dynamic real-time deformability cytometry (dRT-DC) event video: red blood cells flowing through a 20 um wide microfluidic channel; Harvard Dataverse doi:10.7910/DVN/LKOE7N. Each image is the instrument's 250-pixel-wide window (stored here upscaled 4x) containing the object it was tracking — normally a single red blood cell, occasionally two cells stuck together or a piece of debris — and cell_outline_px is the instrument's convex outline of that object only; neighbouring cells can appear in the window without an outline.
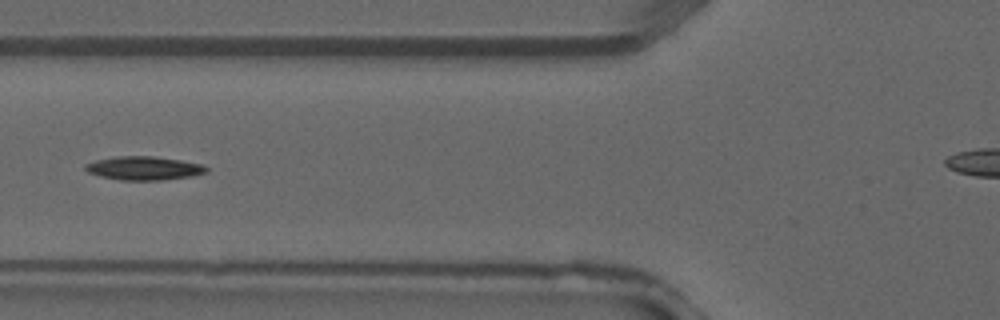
{"species": "common noctule bat (a hibernating species)", "species_latin": "Nyctalus noctula", "temperature_condition": "warm", "stored_images_in_passage": 3, "camera_frame_rate_fps": 3000, "um_per_image_px": 0.085, "animal": {"sex": "male", "forearm_length_mm": 52.5}, "frame": {"image": 1, "passage_image": 3, "time_ms": 0.667, "image_size_px": [1000, 320], "cell_outline_px": [[208, 172], [192, 176], [160, 180], [120, 180], [100, 176], [88, 172], [84, 168], [84, 164], [96, 160], [116, 156], [152, 156], [180, 160], [200, 164], [208, 168]], "centroid_in_image_um": [12.21, 14.3], "position_along_channel_um": 113.6, "area_um2": 16.59}}